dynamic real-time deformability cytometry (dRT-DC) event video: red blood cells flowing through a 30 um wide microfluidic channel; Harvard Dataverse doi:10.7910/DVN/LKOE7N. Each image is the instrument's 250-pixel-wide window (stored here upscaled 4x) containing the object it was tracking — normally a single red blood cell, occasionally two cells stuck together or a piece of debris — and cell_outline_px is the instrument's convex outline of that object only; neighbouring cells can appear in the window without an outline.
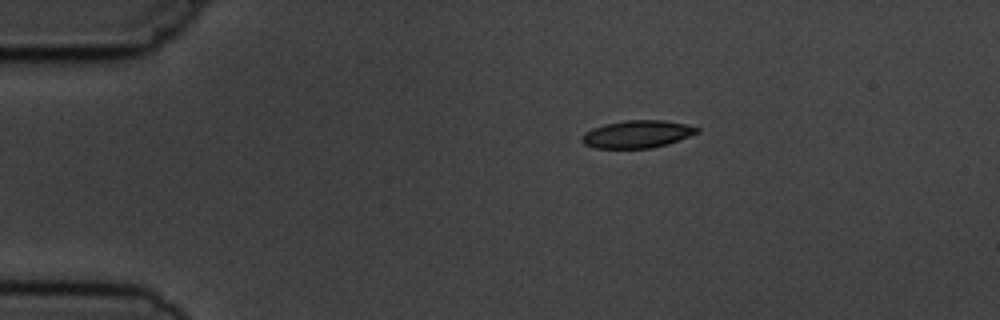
{"species": "common noctule bat (a hibernating species)", "species_latin": "Nyctalus noctula", "temperature_condition": "cold", "stored_images_in_passage": 4, "camera_frame_rate_fps": 3000, "um_per_image_px": 0.085, "animal": {"sex": "male", "body_mass_g": 19.5, "forearm_length_mm": 54.6}, "frame": {"image": 1, "passage_image": 1, "time_ms": 0.0, "image_size_px": [1000, 320], "cell_outline_px": [[700, 132], [668, 144], [652, 148], [596, 148], [584, 144], [580, 140], [580, 136], [584, 132], [592, 128], [604, 124], [624, 120], [664, 120], [684, 124], [700, 128]], "centroid_in_image_um": [54.13, 11.4], "position_along_channel_um": 30.9, "area_um2": 18.61}}
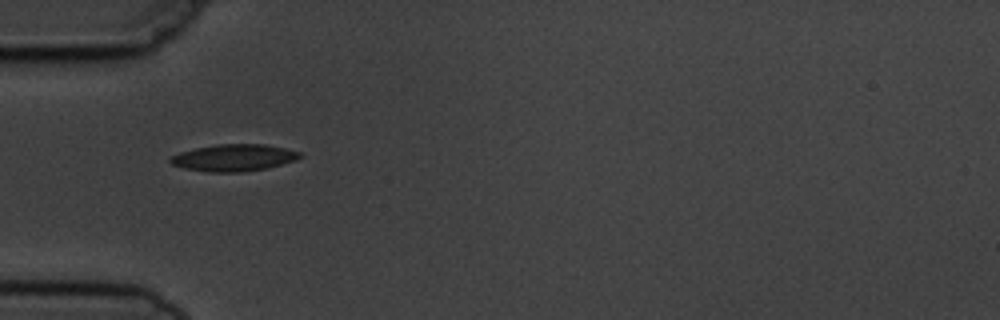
{"frame": {"image": 2, "passage_image": 3, "time_ms": 2.333, "image_size_px": [1000, 320], "cell_outline_px": [[304, 156], [296, 160], [264, 168], [240, 172], [208, 172], [184, 168], [172, 164], [168, 160], [172, 156], [180, 152], [196, 148], [216, 144], [268, 144], [300, 152]], "centroid_in_image_um": [19.88, 13.4], "position_along_channel_um": 65.1, "area_um2": 20.17}}
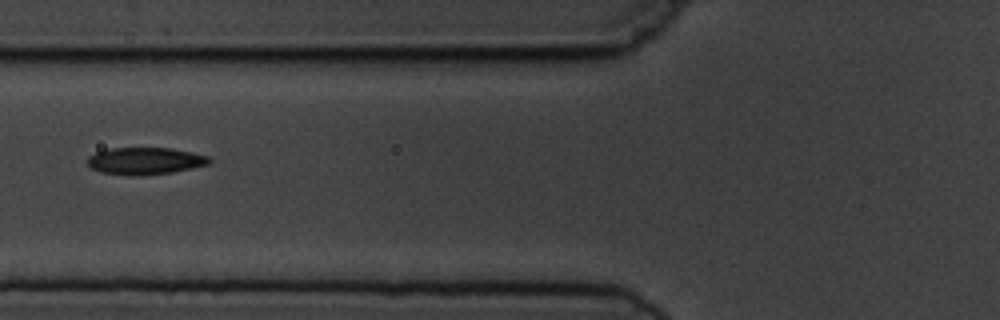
{"frame": {"image": 3, "passage_image": 4, "time_ms": 3.667, "image_size_px": [1000, 320], "cell_outline_px": [[212, 160], [208, 164], [192, 168], [172, 172], [140, 176], [128, 176], [100, 172], [92, 168], [88, 164], [88, 156], [96, 152], [112, 148], [172, 148], [192, 152], [208, 156]], "centroid_in_image_um": [12.33, 13.68], "position_along_channel_um": 113.5, "area_um2": 19.31}}